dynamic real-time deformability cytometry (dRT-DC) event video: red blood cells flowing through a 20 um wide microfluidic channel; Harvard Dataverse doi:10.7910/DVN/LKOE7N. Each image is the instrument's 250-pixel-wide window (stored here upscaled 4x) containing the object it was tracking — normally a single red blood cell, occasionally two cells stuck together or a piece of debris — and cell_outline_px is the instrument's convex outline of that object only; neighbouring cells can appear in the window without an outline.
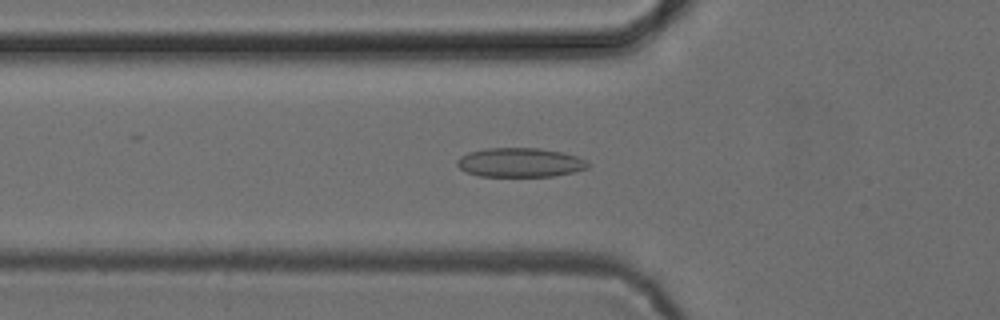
{"species": "common noctule bat (a hibernating species)", "species_latin": "Nyctalus noctula", "temperature_condition": "cold", "stored_images_in_passage": 38, "camera_frame_rate_fps": 3000, "um_per_image_px": 0.085, "animal": {"sex": "female", "body_mass_g": 24.6, "forearm_length_mm": 56.2}, "frame": {"image": 1, "passage_image": 9, "time_ms": 2.667, "image_size_px": [1000, 320], "cell_outline_px": [[592, 164], [588, 168], [572, 172], [552, 176], [480, 176], [464, 172], [456, 164], [456, 160], [460, 156], [468, 152], [488, 148], [540, 148], [564, 152], [588, 160]], "centroid_in_image_um": [44.21, 13.81], "position_along_channel_um": 81.6, "area_um2": 22.48}}
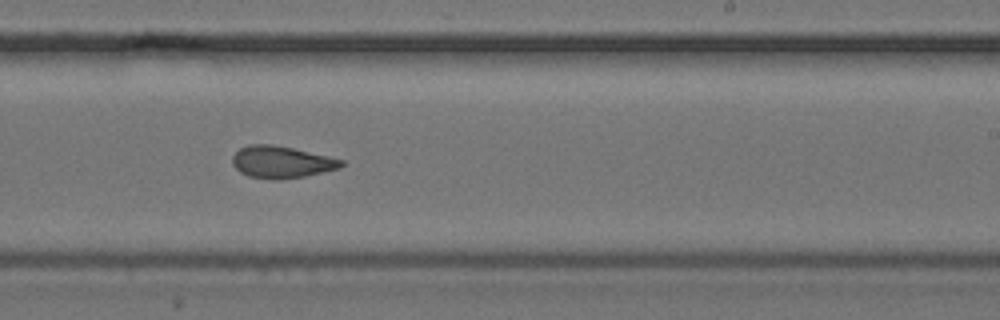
{"frame": {"image": 2, "passage_image": 23, "time_ms": 7.333, "image_size_px": [1000, 320], "cell_outline_px": [[344, 164], [340, 168], [304, 176], [272, 180], [248, 176], [240, 172], [232, 164], [232, 156], [240, 148], [248, 144], [272, 144], [292, 148], [328, 156], [344, 160]], "centroid_in_image_um": [23.9, 13.77], "position_along_channel_um": 265.1, "area_um2": 20.23}}
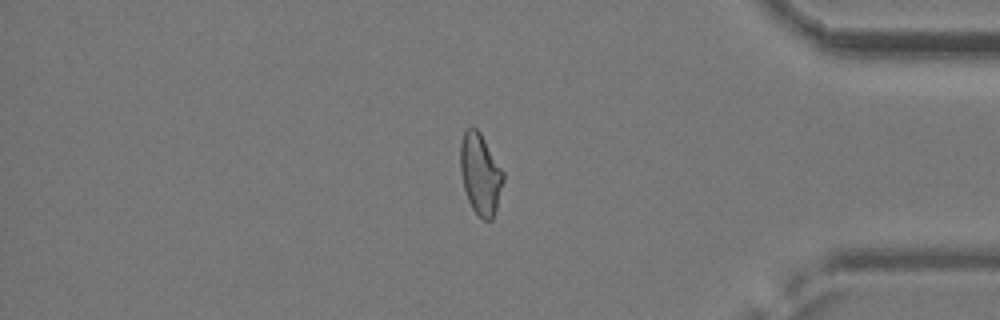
{"frame": {"image": 3, "passage_image": 35, "time_ms": 11.333, "image_size_px": [1000, 320], "cell_outline_px": [[504, 180], [496, 208], [492, 220], [484, 220], [472, 208], [468, 200], [464, 188], [460, 172], [460, 144], [464, 132], [472, 124], [480, 132], [504, 172]], "centroid_in_image_um": [40.82, 14.76], "position_along_channel_um": 394.4, "area_um2": 20.23}}